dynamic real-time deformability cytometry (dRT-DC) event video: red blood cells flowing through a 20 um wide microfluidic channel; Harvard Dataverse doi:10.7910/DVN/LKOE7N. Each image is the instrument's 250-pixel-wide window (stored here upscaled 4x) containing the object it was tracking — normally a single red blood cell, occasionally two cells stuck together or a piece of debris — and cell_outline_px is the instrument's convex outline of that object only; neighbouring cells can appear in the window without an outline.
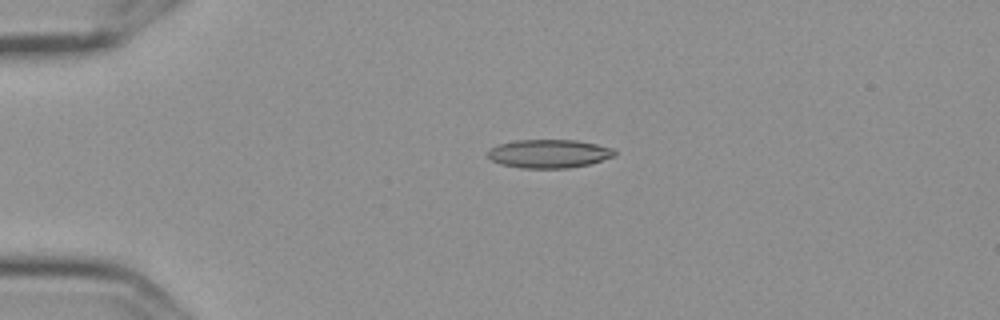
{"species": "Egyptian fruit bat (a non-hibernating species)", "species_latin": "Rousettus aegyptiacus", "temperature_condition": "cold", "stored_images_in_passage": 5, "camera_frame_rate_fps": 3000, "um_per_image_px": 0.085, "frame": {"image": 1, "passage_image": 5, "time_ms": 1.333, "image_size_px": [1000, 320], "cell_outline_px": [[616, 152], [612, 156], [588, 164], [568, 168], [520, 168], [500, 164], [492, 160], [488, 156], [488, 148], [500, 144], [516, 140], [576, 140], [596, 144], [612, 148]], "centroid_in_image_um": [46.61, 13.06], "position_along_channel_um": 38.4, "area_um2": 20.87}}